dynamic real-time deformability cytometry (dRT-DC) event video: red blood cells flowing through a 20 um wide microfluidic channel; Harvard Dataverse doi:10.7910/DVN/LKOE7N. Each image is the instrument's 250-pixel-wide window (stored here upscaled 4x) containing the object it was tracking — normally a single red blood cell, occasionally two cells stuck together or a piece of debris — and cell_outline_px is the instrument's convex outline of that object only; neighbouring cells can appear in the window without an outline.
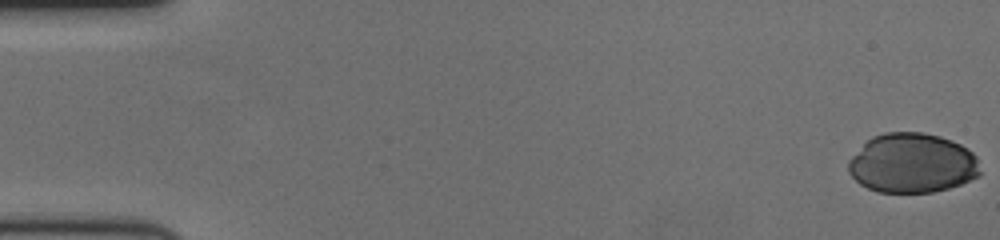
{"species": "human", "species_latin": "Homo sapiens", "temperature_condition": "cold", "stored_images_in_passage": 60, "camera_frame_rate_fps": 3000, "um_per_image_px": 0.085, "donor": {"sex": "female"}, "frame": {"image": 1, "passage_image": 1, "time_ms": 0.0, "image_size_px": [1000, 240], "cell_outline_px": [[980, 176], [960, 184], [948, 188], [932, 192], [876, 192], [860, 184], [848, 172], [848, 160], [872, 136], [884, 132], [924, 132], [940, 136], [952, 140], [968, 148], [976, 156], [980, 172]], "centroid_in_image_um": [77.54, 13.86], "position_along_channel_um": 7.5, "area_um2": 45.89}}
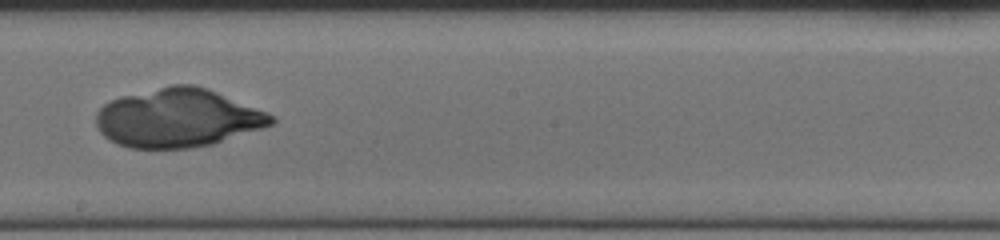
{"frame": {"image": 2, "passage_image": 35, "time_ms": 11.333, "image_size_px": [1000, 240], "cell_outline_px": [[276, 120], [272, 124], [212, 144], [188, 148], [128, 148], [116, 144], [108, 140], [100, 132], [96, 124], [96, 112], [104, 104], [120, 96], [168, 84], [192, 84], [208, 88], [268, 112], [276, 116]], "centroid_in_image_um": [15.08, 10.01], "position_along_channel_um": 233.1, "area_um2": 60.05}}
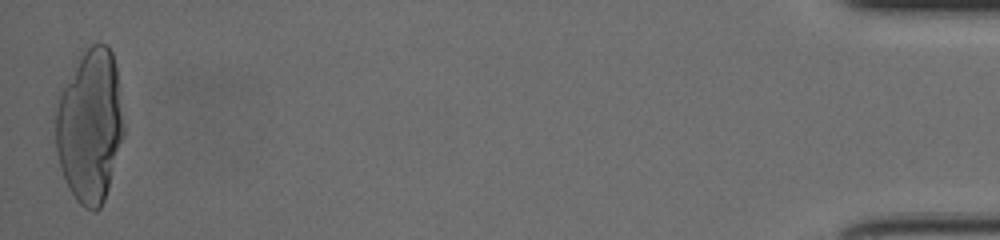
{"frame": {"image": 3, "passage_image": 60, "time_ms": 19.667, "image_size_px": [1000, 240], "cell_outline_px": [[124, 136], [108, 188], [104, 200], [100, 208], [96, 212], [92, 212], [84, 208], [76, 200], [68, 188], [64, 180], [60, 168], [56, 152], [56, 96], [60, 88], [80, 56], [92, 44], [104, 44], [112, 52], [116, 64], [124, 128]], "centroid_in_image_um": [7.63, 10.72], "position_along_channel_um": 427.6, "area_um2": 61.33}}